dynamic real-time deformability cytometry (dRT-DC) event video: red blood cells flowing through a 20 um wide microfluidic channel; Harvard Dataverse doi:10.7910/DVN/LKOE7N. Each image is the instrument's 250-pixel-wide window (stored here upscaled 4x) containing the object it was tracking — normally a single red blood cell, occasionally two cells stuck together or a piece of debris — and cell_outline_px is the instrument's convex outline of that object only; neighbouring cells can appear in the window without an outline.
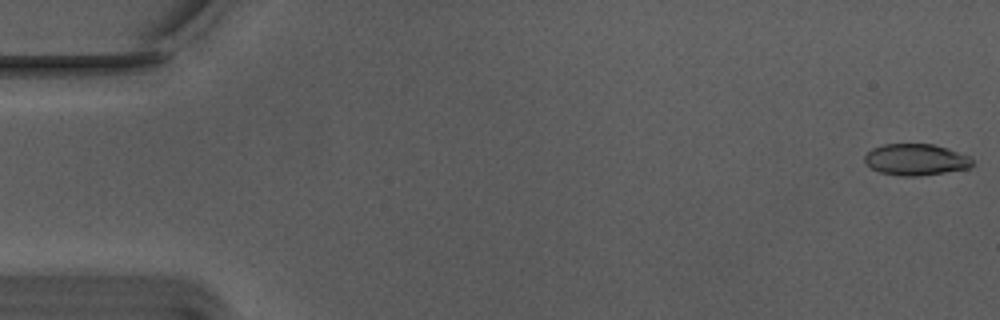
{"species": "Egyptian fruit bat (a non-hibernating species)", "species_latin": "Rousettus aegyptiacus", "temperature_condition": "warm", "stored_images_in_passage": 55, "camera_frame_rate_fps": 3000, "um_per_image_px": 0.085, "animal": {"sex": "male"}, "frame": {"image": 1, "passage_image": 1, "time_ms": 0.0, "image_size_px": [1000, 320], "cell_outline_px": [[972, 164], [968, 168], [920, 176], [900, 176], [880, 172], [872, 168], [864, 160], [864, 156], [872, 148], [884, 144], [932, 144], [948, 148], [972, 156]], "centroid_in_image_um": [77.86, 13.56], "position_along_channel_um": 7.1, "area_um2": 19.71}}
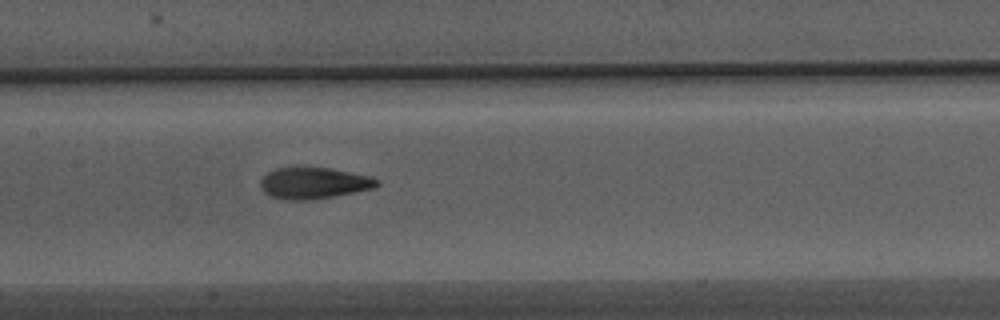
{"frame": {"image": 2, "passage_image": 27, "time_ms": 8.667, "image_size_px": [1000, 320], "cell_outline_px": [[380, 184], [372, 188], [336, 196], [312, 200], [284, 200], [268, 196], [260, 188], [260, 180], [268, 172], [276, 168], [328, 168], [372, 176], [380, 180]], "centroid_in_image_um": [26.66, 15.58], "position_along_channel_um": 180.7, "area_um2": 21.39}}
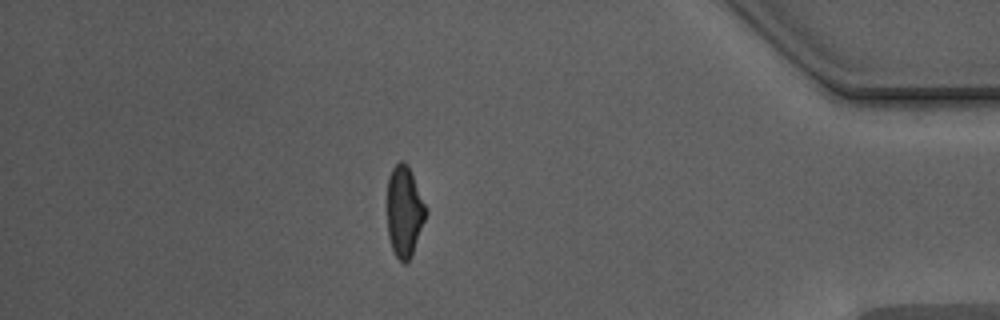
{"frame": {"image": 3, "passage_image": 48, "time_ms": 15.667, "image_size_px": [1000, 320], "cell_outline_px": [[428, 212], [412, 252], [408, 260], [404, 264], [396, 256], [392, 248], [388, 236], [388, 176], [392, 168], [400, 160], [404, 160], [408, 164], [428, 208]], "centroid_in_image_um": [34.38, 17.91], "position_along_channel_um": 400.8, "area_um2": 20.46}, "authors_computed_cell_mechanics": {"area_um2": 21.1548, "velocity_mm_per_s": 3.7543, "shape_relaxation_time_tau1_ms": 5.0355, "shape_relaxation_time_tau2_ms": 1.4894, "deformation_change_tau1": 0.1841, "deformation_change_tau2": 0.0835}}